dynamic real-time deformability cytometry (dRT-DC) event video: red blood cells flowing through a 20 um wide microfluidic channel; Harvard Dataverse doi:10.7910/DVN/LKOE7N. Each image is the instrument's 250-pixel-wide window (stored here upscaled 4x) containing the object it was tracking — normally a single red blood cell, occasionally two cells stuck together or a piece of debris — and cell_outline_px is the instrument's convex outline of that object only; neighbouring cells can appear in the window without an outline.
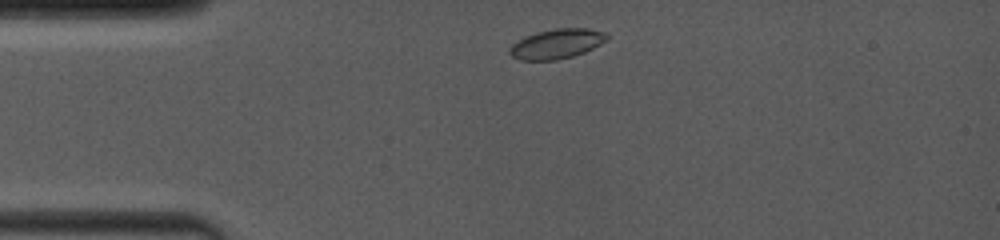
{"species": "common noctule bat (a hibernating species)", "species_latin": "Nyctalus noctula", "temperature_condition": "room temperature", "stored_images_in_passage": 2, "camera_frame_rate_fps": 4000, "um_per_image_px": 0.085, "animal": {"sex": "female", "body_mass_g": 19.0, "forearm_length_mm": 53.3}, "frame": {"image": 1, "passage_image": 1, "time_ms": 0.0, "image_size_px": [1000, 240], "cell_outline_px": [[608, 40], [584, 52], [572, 56], [556, 60], [520, 60], [512, 56], [508, 52], [508, 48], [512, 44], [536, 32], [556, 28], [588, 28], [604, 32], [608, 36]], "centroid_in_image_um": [47.32, 3.72], "position_along_channel_um": 37.7, "area_um2": 16.7}}